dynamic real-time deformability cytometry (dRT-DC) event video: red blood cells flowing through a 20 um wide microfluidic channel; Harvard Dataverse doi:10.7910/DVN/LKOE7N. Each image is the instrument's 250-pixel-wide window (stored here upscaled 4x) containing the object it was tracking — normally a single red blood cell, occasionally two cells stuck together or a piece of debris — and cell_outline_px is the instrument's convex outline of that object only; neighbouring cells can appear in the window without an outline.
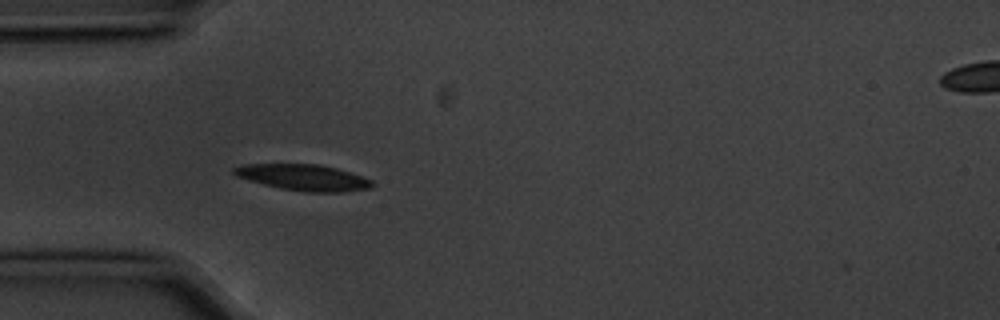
{"species": "common noctule bat (a hibernating species)", "species_latin": "Nyctalus noctula", "temperature_condition": "cold", "stored_images_in_passage": 1, "camera_frame_rate_fps": 3000, "um_per_image_px": 0.085, "animal": {"sex": "male", "body_mass_g": 20.1, "forearm_length_mm": 53.5}, "frame": {"image": 1, "passage_image": 1, "time_ms": 0.0, "image_size_px": [1000, 320], "cell_outline_px": [[376, 184], [372, 188], [344, 192], [304, 192], [280, 188], [248, 180], [236, 176], [232, 172], [232, 168], [240, 164], [320, 164], [336, 168], [372, 180]], "centroid_in_image_um": [25.79, 15.08], "position_along_channel_um": 59.2, "area_um2": 21.15}}